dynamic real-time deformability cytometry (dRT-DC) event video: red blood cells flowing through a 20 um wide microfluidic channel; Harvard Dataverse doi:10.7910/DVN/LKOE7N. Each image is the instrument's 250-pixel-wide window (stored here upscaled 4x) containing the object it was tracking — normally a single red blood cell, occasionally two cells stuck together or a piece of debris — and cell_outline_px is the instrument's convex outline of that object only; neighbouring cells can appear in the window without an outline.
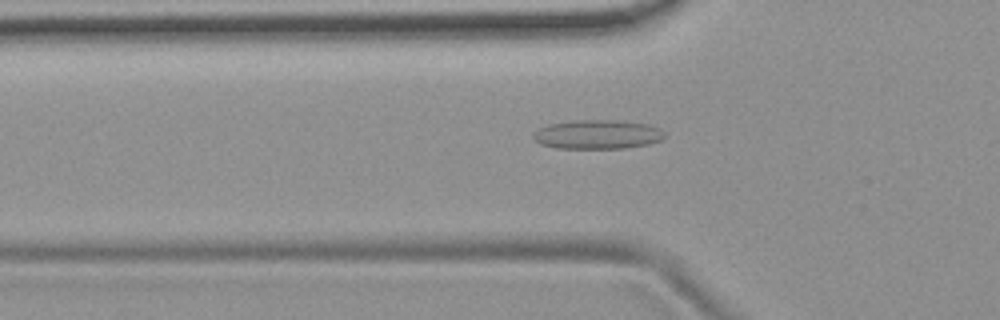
{"species": "common noctule bat (a hibernating species)", "species_latin": "Nyctalus noctula", "temperature_condition": "room temperature", "stored_images_in_passage": 53, "camera_frame_rate_fps": 3000, "um_per_image_px": 0.085, "animal": {"sex": "female", "body_mass_g": 19.9}, "frame": {"image": 1, "passage_image": 17, "time_ms": 5.333, "image_size_px": [1000, 320], "cell_outline_px": [[664, 136], [660, 140], [648, 144], [624, 148], [556, 148], [540, 144], [532, 136], [540, 128], [548, 124], [576, 120], [616, 120], [648, 124], [660, 128], [664, 132]], "centroid_in_image_um": [50.8, 11.42], "position_along_channel_um": 75.0, "area_um2": 22.14}}
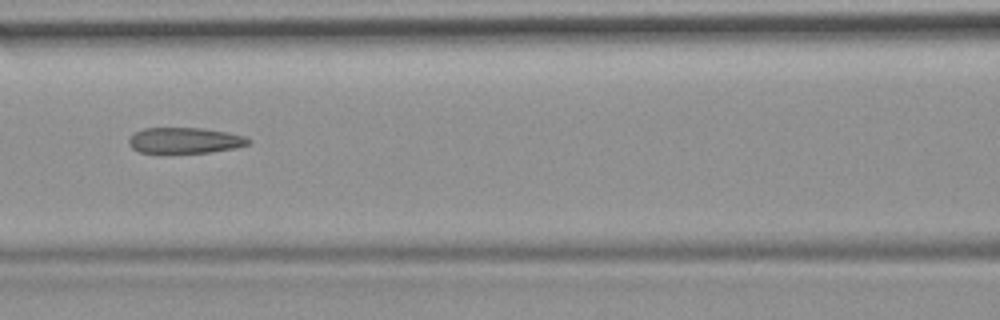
{"frame": {"image": 2, "passage_image": 23, "time_ms": 7.333, "image_size_px": [1000, 320], "cell_outline_px": [[252, 140], [248, 144], [236, 148], [212, 152], [160, 156], [140, 152], [132, 148], [128, 144], [128, 140], [136, 132], [144, 128], [200, 128], [228, 132], [244, 136]], "centroid_in_image_um": [15.67, 11.99], "position_along_channel_um": 150.9, "area_um2": 18.84}}
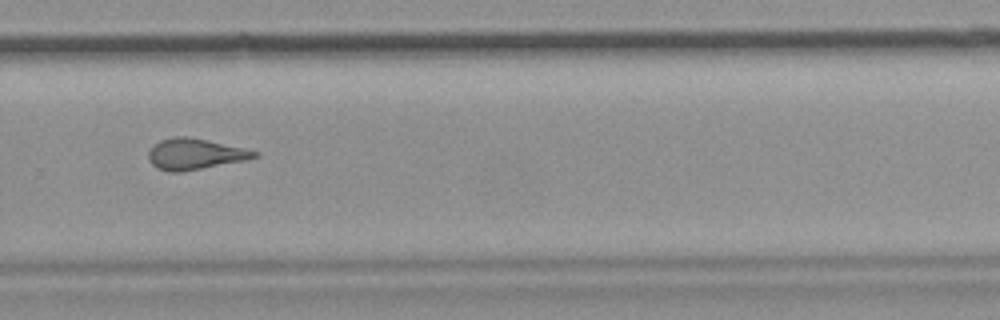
{"frame": {"image": 3, "passage_image": 36, "time_ms": 11.667, "image_size_px": [1000, 320], "cell_outline_px": [[260, 156], [248, 160], [184, 172], [168, 172], [152, 164], [148, 160], [148, 152], [152, 144], [160, 140], [176, 136], [188, 136], [208, 140], [244, 148], [260, 152]], "centroid_in_image_um": [16.59, 13.09], "position_along_channel_um": 313.2, "area_um2": 19.48}, "authors_computed_cell_mechanics": {"area_um2": 19.5942, "velocity_mm_per_s": 3.7633, "shape_relaxation_time_tau1_ms": null, "shape_relaxation_time_tau2_ms": 1.9685, "deformation_change_tau1": null, "deformation_change_tau2": 0.1201}}